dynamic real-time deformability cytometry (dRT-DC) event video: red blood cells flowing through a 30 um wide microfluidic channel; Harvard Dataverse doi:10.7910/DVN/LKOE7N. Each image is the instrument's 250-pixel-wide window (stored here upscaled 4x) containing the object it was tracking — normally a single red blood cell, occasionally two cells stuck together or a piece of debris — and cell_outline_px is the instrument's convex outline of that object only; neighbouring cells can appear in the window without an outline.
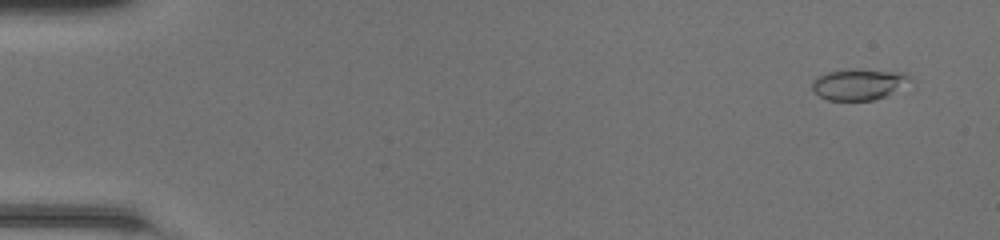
{"species": "common noctule bat (a hibernating species)", "species_latin": "Nyctalus noctula", "temperature_condition": "room temperature", "stored_images_in_passage": 49, "camera_frame_rate_fps": 3000, "um_per_image_px": 0.085, "animal": {"sex": "female", "body_mass_g": 20.0, "forearm_length_mm": 54.0}, "frame": {"image": 1, "passage_image": 3, "time_ms": 0.667, "image_size_px": [1000, 240], "cell_outline_px": [[916, 80], [884, 96], [872, 100], [828, 100], [820, 96], [812, 88], [812, 80], [828, 72], [852, 68], [860, 68], [904, 72], [912, 76]], "centroid_in_image_um": [73.06, 7.13], "position_along_channel_um": 11.9, "area_um2": 17.98}}
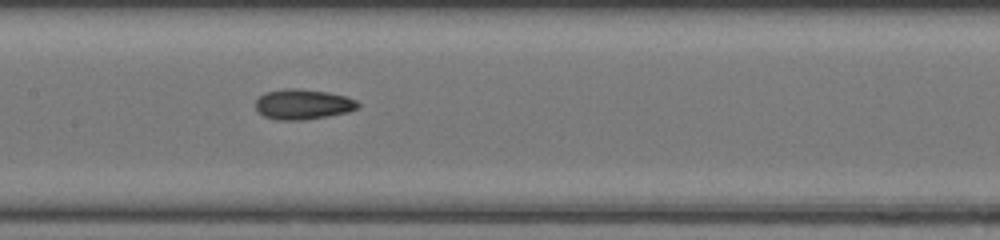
{"frame": {"image": 2, "passage_image": 25, "time_ms": 8.0, "image_size_px": [1000, 240], "cell_outline_px": [[360, 108], [348, 112], [328, 116], [304, 120], [276, 120], [264, 116], [256, 108], [256, 100], [264, 92], [284, 88], [296, 88], [328, 92], [344, 96], [356, 100], [360, 104]], "centroid_in_image_um": [25.76, 8.86], "position_along_channel_um": 181.6, "area_um2": 18.15}}
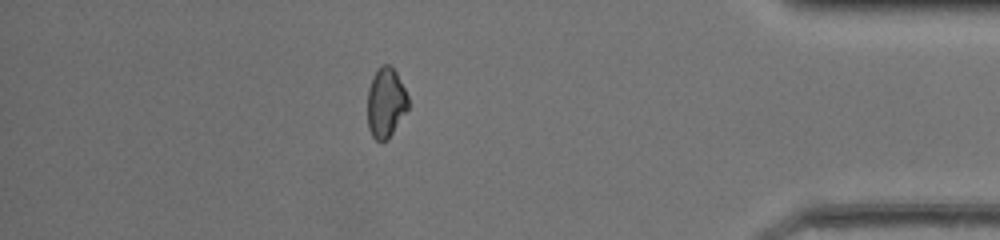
{"frame": {"image": 3, "passage_image": 43, "time_ms": 14.0, "image_size_px": [1000, 240], "cell_outline_px": [[408, 108], [392, 132], [384, 140], [376, 140], [372, 136], [368, 128], [368, 88], [372, 76], [380, 64], [388, 64], [396, 72], [408, 96]], "centroid_in_image_um": [32.77, 8.68], "position_along_channel_um": 402.4, "area_um2": 16.3}, "authors_computed_cell_mechanics": {"area_um2": 17.3978, "velocity_mm_per_s": 4.298, "shape_relaxation_time_tau1_ms": 8.0812, "shape_relaxation_time_tau2_ms": 2.4844, "deformation_change_tau1": 0.1624, "deformation_change_tau2": 0.0735}}